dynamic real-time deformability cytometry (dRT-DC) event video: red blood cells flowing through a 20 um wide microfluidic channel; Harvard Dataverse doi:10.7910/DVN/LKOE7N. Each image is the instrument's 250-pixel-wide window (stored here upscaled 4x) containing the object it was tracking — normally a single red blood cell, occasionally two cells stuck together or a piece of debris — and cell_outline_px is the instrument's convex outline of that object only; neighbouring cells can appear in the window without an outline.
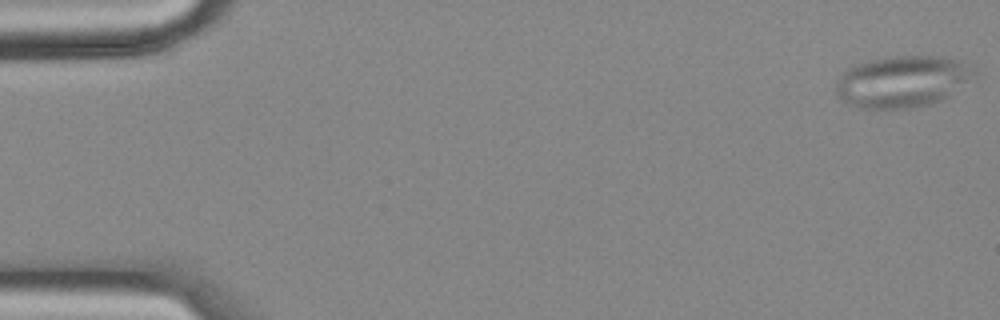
{"species": "common noctule bat (a hibernating species)", "species_latin": "Nyctalus noctula", "temperature_condition": "cold", "stored_images_in_passage": 56, "camera_frame_rate_fps": 3000, "um_per_image_px": 0.085, "animal": {"sex": "female", "body_mass_g": 18.4}, "frame": {"image": 1, "passage_image": 1, "time_ms": 0.0, "image_size_px": [1000, 320], "cell_outline_px": [[976, 72], [940, 100], [928, 104], [912, 108], [864, 108], [852, 104], [840, 96], [836, 92], [836, 80], [848, 68], [856, 64], [884, 56], [944, 56], [956, 60]], "centroid_in_image_um": [76.6, 6.9], "position_along_channel_um": 8.4, "area_um2": 40.29}}
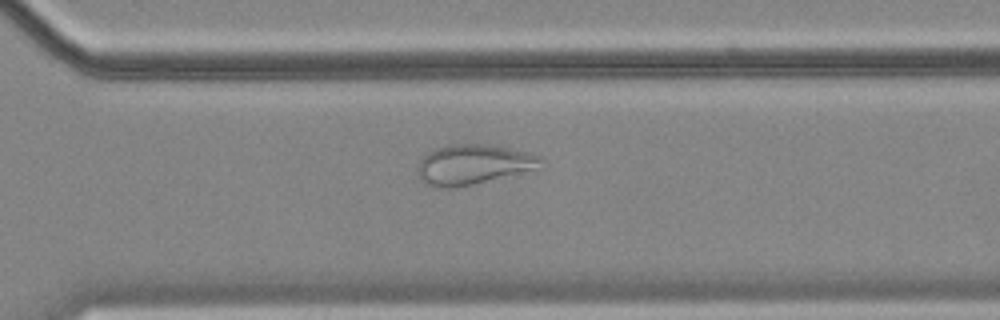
{"frame": {"image": 2, "passage_image": 40, "time_ms": 13.0, "image_size_px": [1000, 320], "cell_outline_px": [[544, 168], [456, 188], [432, 188], [420, 180], [416, 168], [420, 160], [428, 152], [436, 148], [452, 144], [484, 144], [508, 148], [528, 152], [540, 156]], "centroid_in_image_um": [40.23, 14.0], "position_along_channel_um": 330.4, "area_um2": 29.13}}